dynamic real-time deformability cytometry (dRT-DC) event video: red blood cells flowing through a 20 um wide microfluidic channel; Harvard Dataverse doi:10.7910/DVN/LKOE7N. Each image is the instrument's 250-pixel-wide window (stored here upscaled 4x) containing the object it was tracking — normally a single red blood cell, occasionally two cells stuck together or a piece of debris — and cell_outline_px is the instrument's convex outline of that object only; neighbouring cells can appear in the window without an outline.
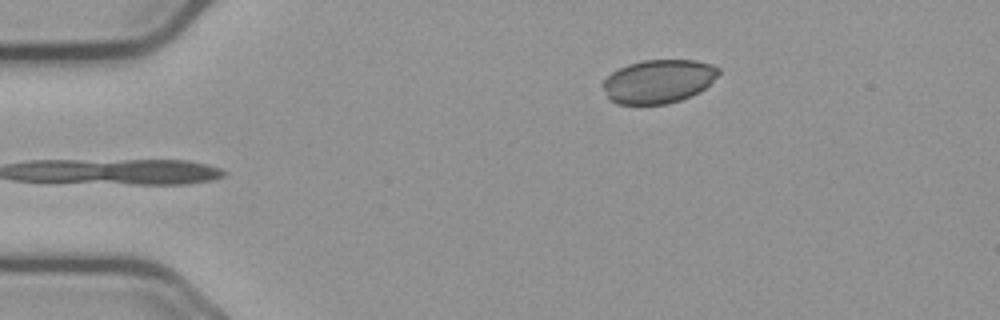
{"species": "common noctule bat (a hibernating species)", "species_latin": "Nyctalus noctula", "temperature_condition": "cold", "stored_images_in_passage": 47, "camera_frame_rate_fps": 3000, "um_per_image_px": 0.085, "animal": {"sex": "male", "body_mass_g": 23.1, "forearm_length_mm": 52.7}, "frame": {"image": 1, "passage_image": 1, "time_ms": 0.0, "image_size_px": [1000, 320], "cell_outline_px": [[720, 72], [700, 92], [692, 96], [668, 104], [616, 104], [608, 96], [600, 84], [612, 72], [628, 64], [644, 60], [696, 60], [712, 64], [720, 68]], "centroid_in_image_um": [55.97, 6.91], "position_along_channel_um": 29.0, "area_um2": 29.36}}
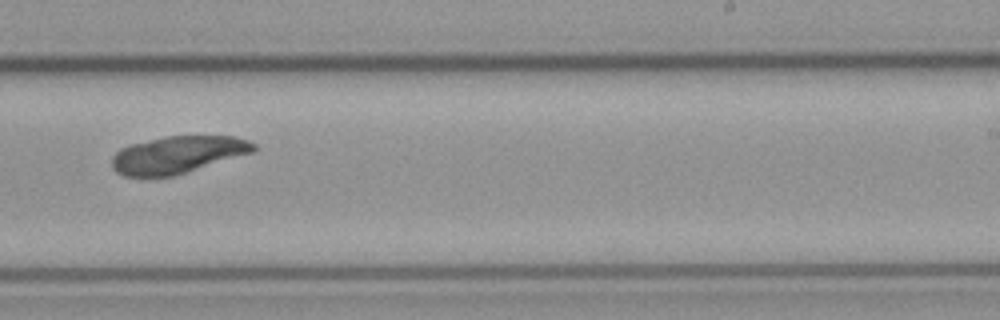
{"frame": {"image": 2, "passage_image": 26, "time_ms": 8.333, "image_size_px": [1000, 320], "cell_outline_px": [[256, 148], [252, 152], [172, 176], [124, 176], [116, 172], [112, 168], [112, 156], [120, 148], [132, 144], [168, 136], [236, 136], [248, 140], [256, 144]], "centroid_in_image_um": [15.08, 13.14], "position_along_channel_um": 273.9, "area_um2": 30.29}}